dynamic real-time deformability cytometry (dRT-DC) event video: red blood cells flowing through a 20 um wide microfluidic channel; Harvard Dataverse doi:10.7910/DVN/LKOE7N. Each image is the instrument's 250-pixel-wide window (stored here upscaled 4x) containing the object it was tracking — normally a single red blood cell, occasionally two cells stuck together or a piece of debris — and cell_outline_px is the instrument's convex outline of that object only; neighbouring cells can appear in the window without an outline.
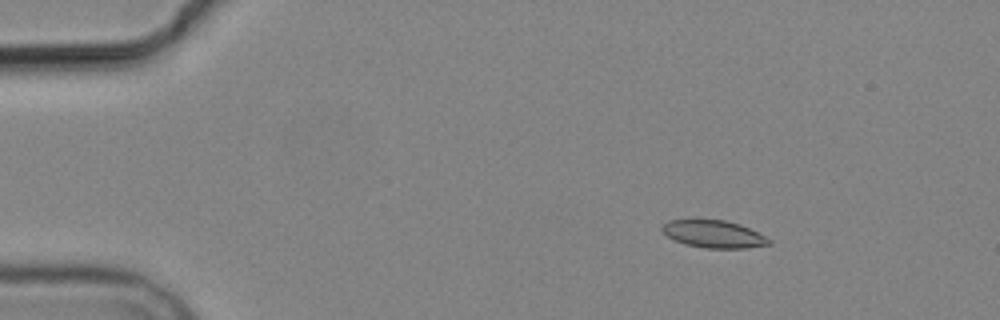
{"species": "common noctule bat (a hibernating species)", "species_latin": "Nyctalus noctula", "temperature_condition": "cold", "stored_images_in_passage": 4, "camera_frame_rate_fps": 3000, "um_per_image_px": 0.085, "animal": {"sex": "male", "body_mass_g": 19.2, "forearm_length_mm": 51.8}, "frame": {"image": 1, "passage_image": 2, "time_ms": 1.333, "image_size_px": [1000, 320], "cell_outline_px": [[772, 244], [748, 248], [704, 248], [684, 244], [668, 236], [660, 228], [668, 220], [724, 220], [740, 224], [772, 240]], "centroid_in_image_um": [60.68, 19.9], "position_along_channel_um": 24.3, "area_um2": 16.94}}